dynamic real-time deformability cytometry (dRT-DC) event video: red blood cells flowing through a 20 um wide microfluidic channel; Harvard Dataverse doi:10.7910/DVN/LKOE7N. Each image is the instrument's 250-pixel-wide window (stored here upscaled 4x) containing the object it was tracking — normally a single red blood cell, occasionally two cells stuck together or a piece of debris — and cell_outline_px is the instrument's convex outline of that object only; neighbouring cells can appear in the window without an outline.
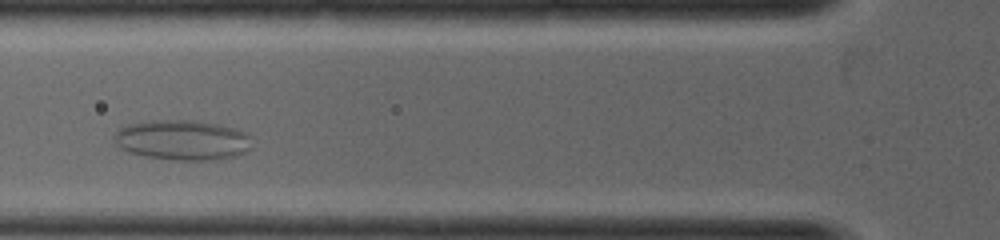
{"species": "common noctule bat (a hibernating species)", "species_latin": "Nyctalus noctula", "temperature_condition": "warm", "stored_images_in_passage": 27, "camera_frame_rate_fps": 5000, "um_per_image_px": 0.085, "animal": {"sex": "female", "body_mass_g": 19.0, "forearm_length_mm": 53.3}, "frame": {"image": 1, "passage_image": 8, "time_ms": 1.4, "image_size_px": [1000, 240], "cell_outline_px": [[248, 148], [244, 152], [236, 156], [212, 160], [172, 160], [148, 156], [128, 152], [120, 148], [112, 140], [112, 136], [120, 128], [128, 124], [148, 120], [196, 120], [220, 124], [236, 128], [248, 132]], "centroid_in_image_um": [15.46, 11.89], "position_along_channel_um": 110.3, "area_um2": 32.37}}
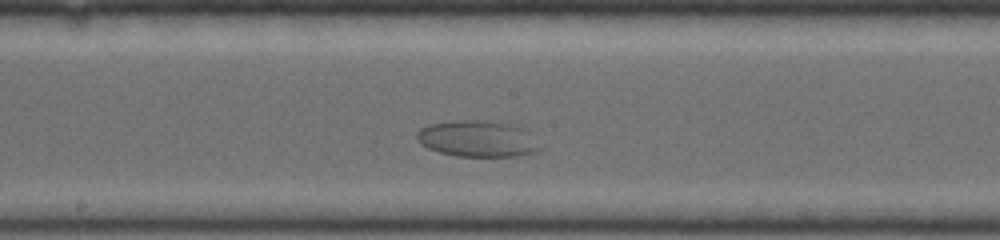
{"frame": {"image": 2, "passage_image": 14, "time_ms": 2.6, "image_size_px": [1000, 240], "cell_outline_px": [[540, 148], [536, 152], [520, 156], [456, 156], [440, 152], [428, 148], [420, 144], [416, 140], [416, 132], [420, 128], [428, 124], [456, 120], [492, 120], [524, 128], [528, 132]], "centroid_in_image_um": [40.54, 11.78], "position_along_channel_um": 207.7, "area_um2": 26.13}}
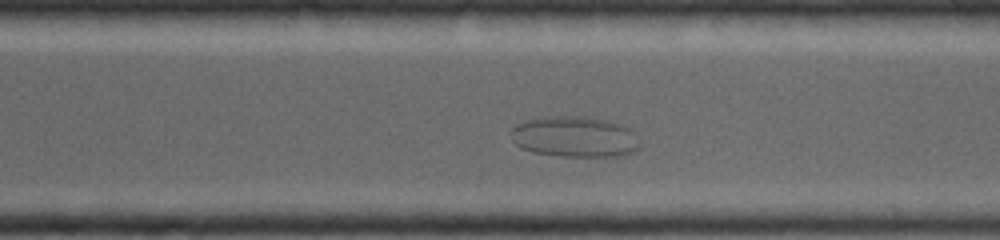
{"frame": {"image": 3, "passage_image": 21, "time_ms": 4.0, "image_size_px": [1000, 240], "cell_outline_px": [[640, 148], [624, 156], [560, 156], [536, 152], [524, 148], [516, 144], [512, 140], [512, 128], [516, 124], [528, 120], [556, 116], [584, 116], [608, 120], [624, 124], [632, 132]], "centroid_in_image_um": [48.88, 11.62], "position_along_channel_um": 321.7, "area_um2": 30.35}}